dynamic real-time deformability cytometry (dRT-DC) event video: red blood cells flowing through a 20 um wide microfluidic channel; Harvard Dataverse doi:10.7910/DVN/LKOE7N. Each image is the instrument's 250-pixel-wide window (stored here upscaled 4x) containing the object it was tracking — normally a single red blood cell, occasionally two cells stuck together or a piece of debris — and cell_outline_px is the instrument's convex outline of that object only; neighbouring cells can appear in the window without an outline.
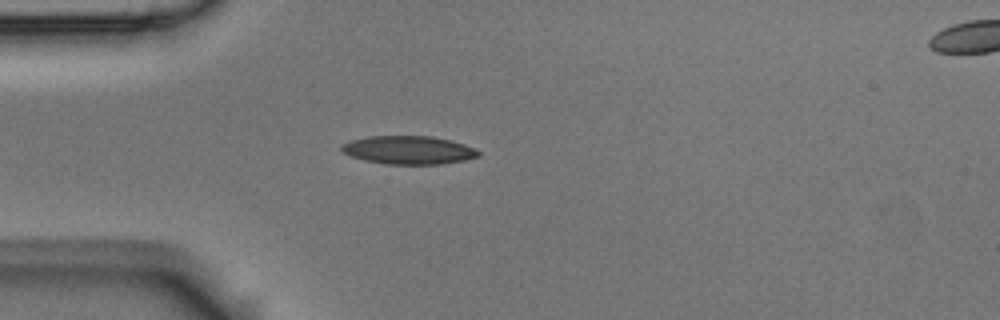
{"species": "Egyptian fruit bat (a non-hibernating species)", "species_latin": "Rousettus aegyptiacus", "temperature_condition": "room temperature", "stored_images_in_passage": 40, "camera_frame_rate_fps": 3000, "um_per_image_px": 0.085, "animal": {"sex": "male"}, "frame": {"image": 1, "passage_image": 1, "time_ms": 0.0, "image_size_px": [1000, 320], "cell_outline_px": [[480, 156], [464, 160], [440, 164], [384, 164], [364, 160], [352, 156], [344, 152], [340, 148], [344, 144], [352, 140], [368, 136], [432, 136], [464, 144], [476, 148], [480, 152]], "centroid_in_image_um": [34.76, 12.75], "position_along_channel_um": 50.2, "area_um2": 22.43}}
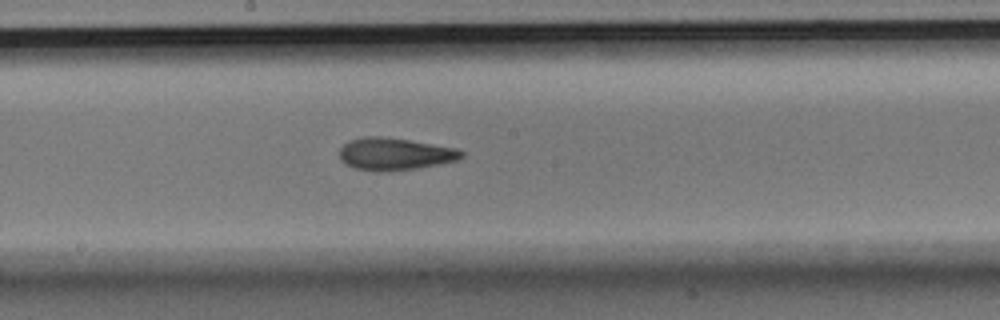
{"frame": {"image": 2, "passage_image": 15, "time_ms": 4.667, "image_size_px": [1000, 320], "cell_outline_px": [[464, 156], [456, 160], [440, 164], [420, 168], [380, 172], [352, 168], [344, 164], [340, 160], [340, 148], [348, 140], [364, 136], [380, 136], [408, 140], [456, 148], [464, 152]], "centroid_in_image_um": [33.52, 13.1], "position_along_channel_um": 214.7, "area_um2": 23.12}}
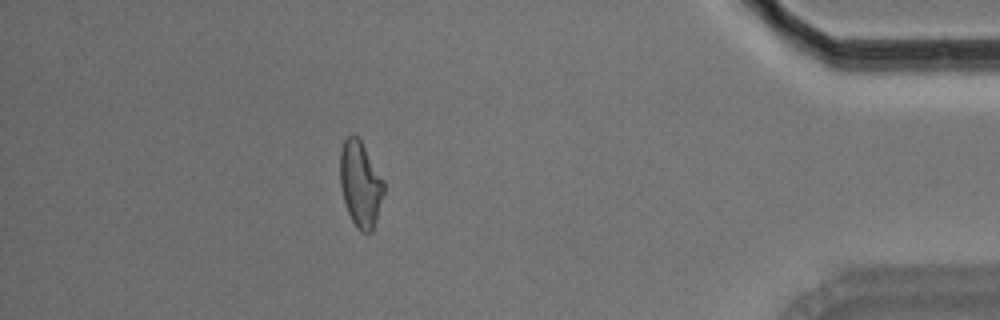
{"frame": {"image": 3, "passage_image": 34, "time_ms": 11.0, "image_size_px": [1000, 320], "cell_outline_px": [[384, 192], [376, 220], [372, 232], [360, 232], [356, 228], [348, 212], [340, 188], [340, 152], [344, 140], [352, 132], [360, 140], [384, 180]], "centroid_in_image_um": [30.62, 15.65], "position_along_channel_um": 404.6, "area_um2": 21.79}, "authors_computed_cell_mechanics": {"area_um2": 22.542, "velocity_mm_per_s": 3.7228, "shape_relaxation_time_tau1_ms": 6.7785, "shape_relaxation_time_tau2_ms": 2.9719, "deformation_change_tau1": 0.1887, "deformation_change_tau2": 0.1086}}